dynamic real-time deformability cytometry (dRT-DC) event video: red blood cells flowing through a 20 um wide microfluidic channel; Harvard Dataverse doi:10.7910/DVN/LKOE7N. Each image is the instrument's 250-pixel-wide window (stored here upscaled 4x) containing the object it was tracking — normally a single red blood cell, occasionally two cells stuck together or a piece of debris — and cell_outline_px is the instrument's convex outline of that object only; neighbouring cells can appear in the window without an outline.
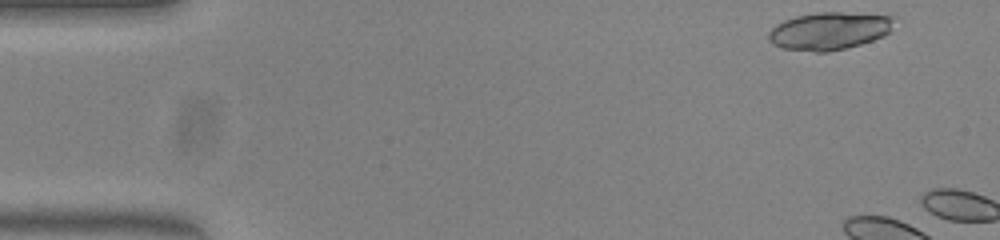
{"species": "common noctule bat (a hibernating species)", "species_latin": "Nyctalus noctula", "temperature_condition": "warm", "stored_images_in_passage": 2, "camera_frame_rate_fps": 3000, "um_per_image_px": 0.085, "animal": {"sex": "female", "body_mass_g": 23.0, "forearm_length_mm": 53.4}, "frame": {"image": 1, "passage_image": 1, "time_ms": 0.0, "image_size_px": [1000, 240], "cell_outline_px": [[896, 24], [884, 36], [860, 44], [828, 52], [816, 52], [784, 48], [772, 44], [768, 40], [768, 32], [776, 24], [784, 20], [796, 16], [816, 12], [840, 12], [892, 16], [896, 20]], "centroid_in_image_um": [70.49, 2.62], "position_along_channel_um": 14.5, "area_um2": 27.57}}